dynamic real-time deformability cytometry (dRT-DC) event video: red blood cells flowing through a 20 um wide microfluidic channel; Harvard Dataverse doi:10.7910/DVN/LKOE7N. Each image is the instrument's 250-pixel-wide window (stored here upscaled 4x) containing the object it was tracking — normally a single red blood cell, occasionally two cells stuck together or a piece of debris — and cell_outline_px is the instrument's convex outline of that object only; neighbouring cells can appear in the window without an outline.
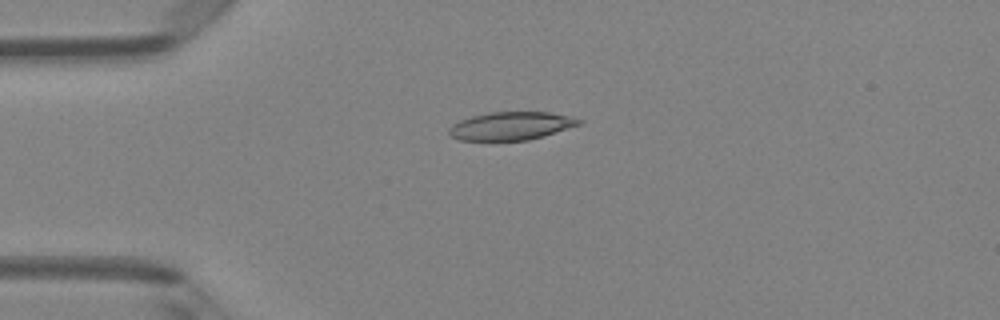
{"species": "Egyptian fruit bat (a non-hibernating species)", "species_latin": "Rousettus aegyptiacus", "temperature_condition": "room temperature", "stored_images_in_passage": 5, "camera_frame_rate_fps": 3000, "um_per_image_px": 0.085, "animal": {"sex": "female"}, "frame": {"image": 1, "passage_image": 3, "time_ms": 3.0, "image_size_px": [1000, 320], "cell_outline_px": [[584, 120], [580, 124], [544, 136], [528, 140], [460, 140], [452, 136], [448, 132], [448, 128], [452, 124], [460, 120], [472, 116], [488, 112], [548, 112], [572, 116]], "centroid_in_image_um": [43.45, 10.69], "position_along_channel_um": 41.5, "area_um2": 21.27}}
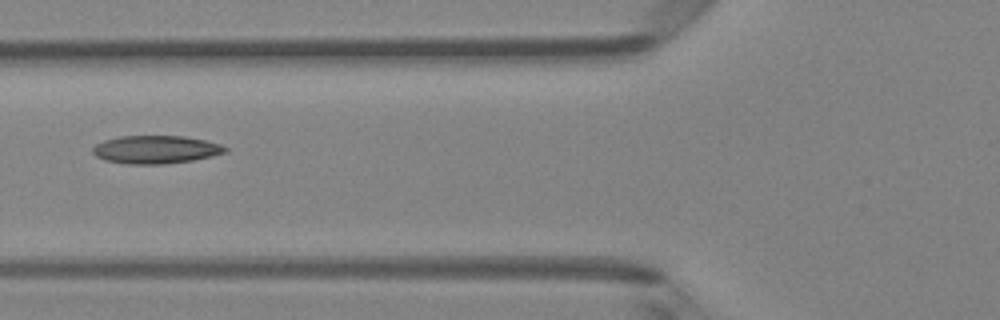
{"frame": {"image": 2, "passage_image": 5, "time_ms": 5.333, "image_size_px": [1000, 320], "cell_outline_px": [[228, 148], [224, 152], [212, 156], [192, 160], [164, 164], [128, 164], [104, 160], [96, 156], [92, 152], [92, 148], [96, 144], [104, 140], [120, 136], [184, 136], [204, 140], [220, 144]], "centroid_in_image_um": [13.21, 12.71], "position_along_channel_um": 112.6, "area_um2": 21.56}}